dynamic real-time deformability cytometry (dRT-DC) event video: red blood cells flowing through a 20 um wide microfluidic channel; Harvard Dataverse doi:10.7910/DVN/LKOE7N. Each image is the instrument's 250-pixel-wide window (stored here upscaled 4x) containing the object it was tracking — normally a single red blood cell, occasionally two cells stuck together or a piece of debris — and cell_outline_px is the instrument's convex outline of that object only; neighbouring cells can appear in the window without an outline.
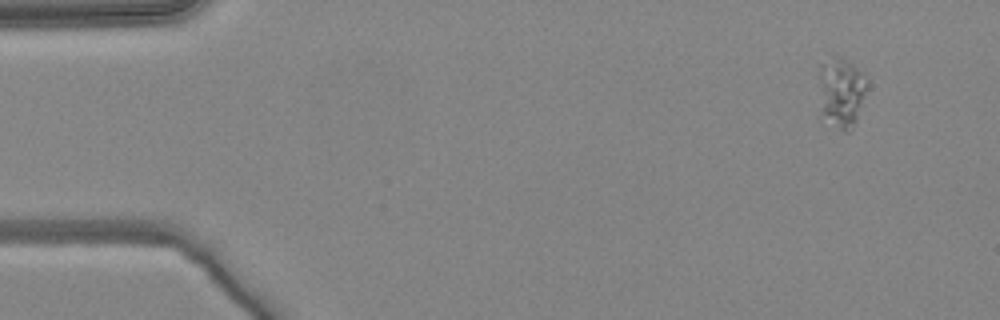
{"species": "common noctule bat (a hibernating species)", "species_latin": "Nyctalus noctula", "temperature_condition": "warm", "stored_images_in_passage": 4, "camera_frame_rate_fps": 3000, "um_per_image_px": 0.085, "animal": {"sex": "female", "body_mass_g": 24.6, "forearm_length_mm": 56.2}, "frame": {"image": 1, "passage_image": 1, "time_ms": 0.0, "image_size_px": [1000, 320], "cell_outline_px": [[864, 92], [856, 120], [852, 128], [848, 132], [844, 132], [820, 112], [816, 64], [832, 56], [844, 60], [852, 64], [860, 72], [864, 88]], "centroid_in_image_um": [71.37, 7.8], "position_along_channel_um": 13.6, "area_um2": 19.19}}